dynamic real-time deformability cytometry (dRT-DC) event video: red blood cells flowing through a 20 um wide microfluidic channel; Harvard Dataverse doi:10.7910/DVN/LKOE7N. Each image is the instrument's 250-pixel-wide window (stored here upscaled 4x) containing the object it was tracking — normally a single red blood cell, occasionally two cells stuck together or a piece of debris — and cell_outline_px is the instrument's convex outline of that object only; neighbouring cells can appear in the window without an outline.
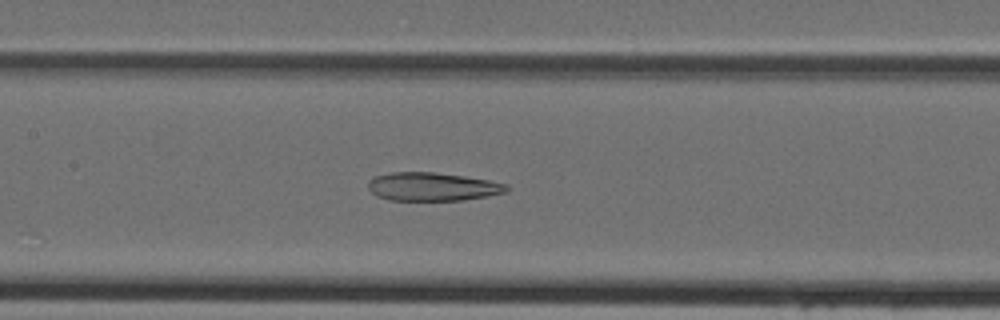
{"species": "Egyptian fruit bat (a non-hibernating species)", "species_latin": "Rousettus aegyptiacus", "temperature_condition": "cold", "stored_images_in_passage": 44, "camera_frame_rate_fps": 3000, "um_per_image_px": 0.085, "animal": {"sex": "female"}, "frame": {"image": 1, "passage_image": 20, "time_ms": 6.333, "image_size_px": [1000, 320], "cell_outline_px": [[508, 192], [488, 196], [464, 200], [388, 200], [376, 196], [368, 188], [368, 180], [376, 176], [392, 172], [432, 172], [464, 176], [488, 180], [508, 184]], "centroid_in_image_um": [36.76, 15.87], "position_along_channel_um": 170.6, "area_um2": 22.95}}
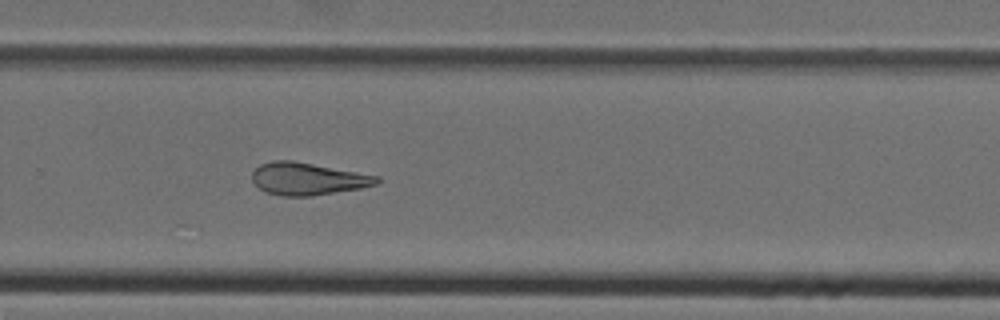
{"frame": {"image": 2, "passage_image": 29, "time_ms": 9.333, "image_size_px": [1000, 320], "cell_outline_px": [[380, 180], [376, 184], [360, 188], [312, 196], [284, 196], [268, 192], [260, 188], [252, 180], [252, 172], [260, 164], [272, 160], [292, 160], [380, 176]], "centroid_in_image_um": [26.15, 15.19], "position_along_channel_um": 303.6, "area_um2": 23.35}}
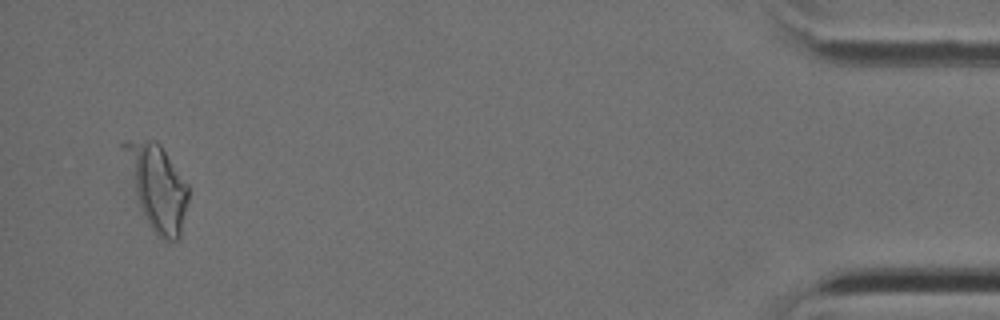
{"frame": {"image": 3, "passage_image": 42, "time_ms": 13.667, "image_size_px": [1000, 320], "cell_outline_px": [[188, 204], [180, 236], [176, 240], [164, 240], [156, 236], [144, 216], [120, 148], [120, 144], [124, 140], [156, 140], [160, 144], [188, 184]], "centroid_in_image_um": [13.36, 15.87], "position_along_channel_um": 421.8, "area_um2": 31.56}}